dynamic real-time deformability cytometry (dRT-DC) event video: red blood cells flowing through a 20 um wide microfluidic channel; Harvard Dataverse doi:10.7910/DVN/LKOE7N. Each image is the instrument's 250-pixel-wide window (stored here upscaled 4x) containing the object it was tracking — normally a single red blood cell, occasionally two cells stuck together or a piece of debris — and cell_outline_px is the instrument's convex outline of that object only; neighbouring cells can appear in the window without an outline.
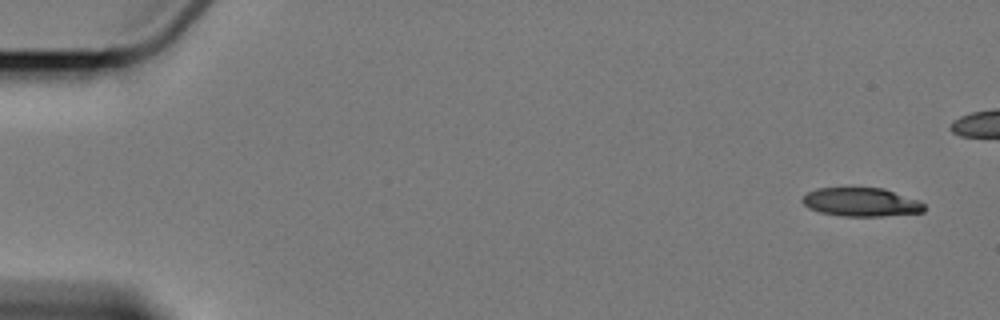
{"species": "Egyptian fruit bat (a non-hibernating species)", "species_latin": "Rousettus aegyptiacus", "temperature_condition": "cold", "stored_images_in_passage": 5, "camera_frame_rate_fps": 3000, "um_per_image_px": 0.085, "animal": {"sex": "female"}, "frame": {"image": 1, "passage_image": 1, "time_ms": 0.0, "image_size_px": [1000, 320], "cell_outline_px": [[924, 212], [880, 216], [844, 216], [820, 212], [808, 208], [800, 200], [808, 192], [816, 188], [884, 188], [920, 200], [924, 204]], "centroid_in_image_um": [73.21, 17.17], "position_along_channel_um": 11.8, "area_um2": 20.35}}